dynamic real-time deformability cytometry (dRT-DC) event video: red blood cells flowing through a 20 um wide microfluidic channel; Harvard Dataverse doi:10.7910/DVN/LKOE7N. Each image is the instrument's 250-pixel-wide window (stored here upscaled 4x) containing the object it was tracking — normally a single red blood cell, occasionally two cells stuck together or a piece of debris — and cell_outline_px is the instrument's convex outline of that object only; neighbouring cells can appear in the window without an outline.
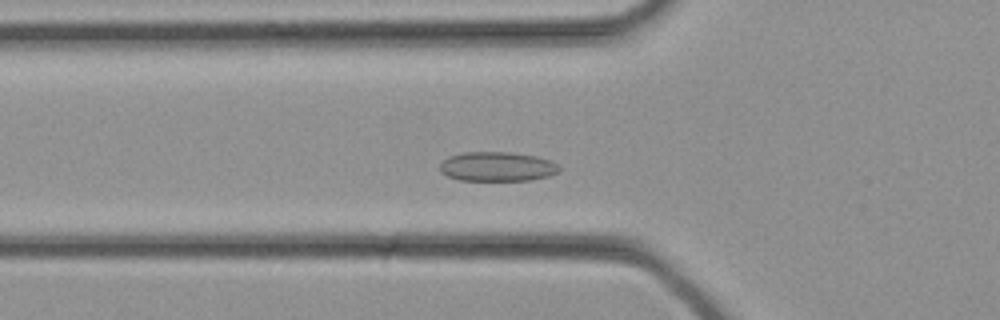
{"species": "common noctule bat (a hibernating species)", "species_latin": "Nyctalus noctula", "temperature_condition": "cold", "stored_images_in_passage": 24, "camera_frame_rate_fps": 3000, "um_per_image_px": 0.085, "animal": {"sex": "female", "body_mass_g": 21.9}, "frame": {"image": 1, "passage_image": 2, "time_ms": 0.333, "image_size_px": [1000, 320], "cell_outline_px": [[560, 172], [548, 176], [532, 180], [460, 180], [448, 176], [440, 172], [440, 164], [448, 156], [464, 152], [512, 152], [536, 156], [552, 160], [560, 168]], "centroid_in_image_um": [42.28, 14.15], "position_along_channel_um": 83.5, "area_um2": 20.58}}
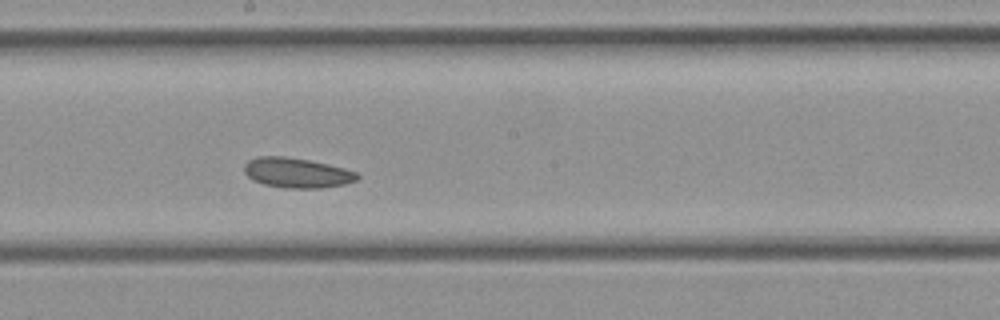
{"frame": {"image": 2, "passage_image": 9, "time_ms": 2.667, "image_size_px": [1000, 320], "cell_outline_px": [[360, 176], [356, 180], [344, 184], [320, 188], [284, 188], [264, 184], [252, 180], [244, 172], [244, 164], [248, 160], [256, 156], [284, 156], [308, 160], [328, 164], [344, 168], [356, 172]], "centroid_in_image_um": [25.2, 14.68], "position_along_channel_um": 223.0, "area_um2": 19.77}}
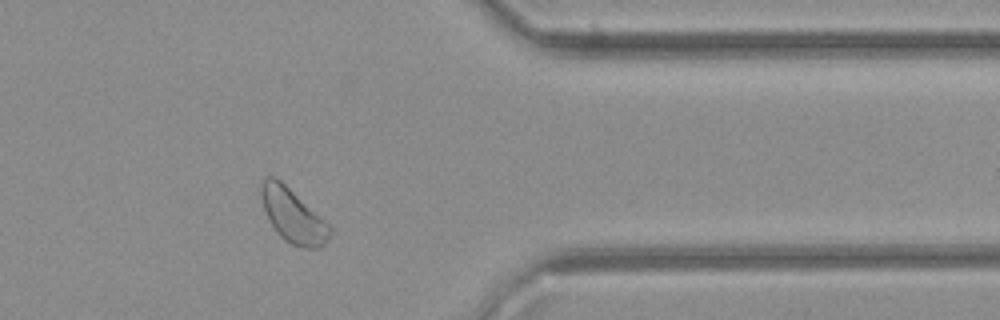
{"frame": {"image": 3, "passage_image": 18, "time_ms": 5.667, "image_size_px": [1000, 320], "cell_outline_px": [[332, 232], [328, 240], [320, 248], [308, 248], [292, 244], [284, 240], [276, 232], [264, 208], [260, 192], [260, 180], [264, 176], [272, 176], [280, 180], [324, 220], [332, 228]], "centroid_in_image_um": [24.88, 18.32], "position_along_channel_um": 386.5, "area_um2": 21.21}}